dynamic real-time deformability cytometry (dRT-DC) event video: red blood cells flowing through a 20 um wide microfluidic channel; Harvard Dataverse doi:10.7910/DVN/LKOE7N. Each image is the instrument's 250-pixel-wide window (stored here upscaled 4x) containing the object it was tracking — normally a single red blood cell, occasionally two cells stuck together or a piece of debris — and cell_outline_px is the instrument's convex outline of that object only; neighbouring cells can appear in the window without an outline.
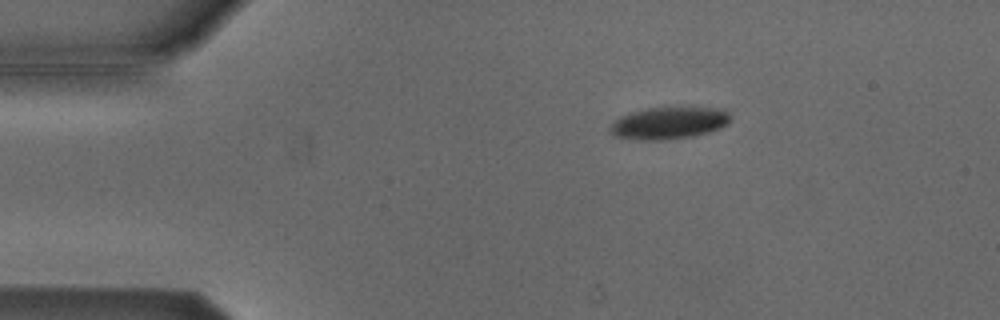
{"species": "Egyptian fruit bat (a non-hibernating species)", "species_latin": "Rousettus aegyptiacus", "temperature_condition": "cold", "stored_images_in_passage": 2, "camera_frame_rate_fps": 3000, "um_per_image_px": 0.085, "animal": {"sex": "male"}, "frame": {"image": 1, "passage_image": 1, "time_ms": 0.0, "image_size_px": [1000, 320], "cell_outline_px": [[732, 116], [728, 124], [720, 128], [708, 132], [692, 136], [664, 140], [640, 140], [616, 136], [608, 132], [608, 128], [620, 116], [628, 112], [644, 108], [680, 104], [696, 104], [728, 108]], "centroid_in_image_um": [56.96, 10.36], "position_along_channel_um": 28.0, "area_um2": 24.16}}